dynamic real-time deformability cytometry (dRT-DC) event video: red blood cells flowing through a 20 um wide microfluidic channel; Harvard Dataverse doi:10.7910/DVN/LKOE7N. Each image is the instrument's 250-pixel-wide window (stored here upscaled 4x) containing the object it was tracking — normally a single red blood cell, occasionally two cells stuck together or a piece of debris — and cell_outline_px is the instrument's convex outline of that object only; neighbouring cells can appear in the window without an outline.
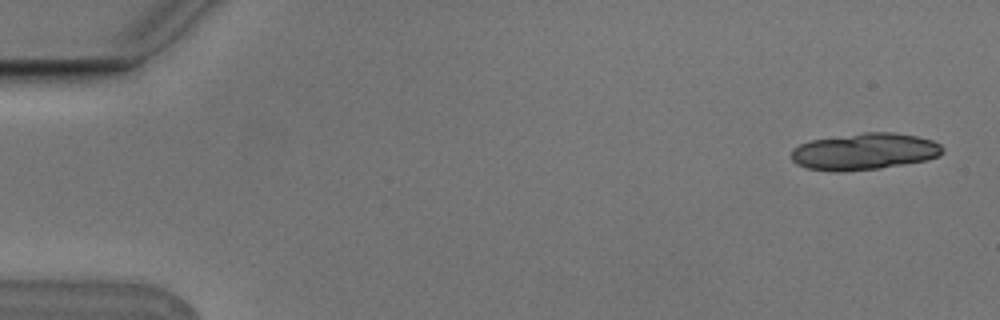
{"species": "Egyptian fruit bat (a non-hibernating species)", "species_latin": "Rousettus aegyptiacus", "temperature_condition": "cold", "stored_images_in_passage": 7, "camera_frame_rate_fps": 3000, "um_per_image_px": 0.085, "animal": {"sex": "male"}, "frame": {"image": 1, "passage_image": 1, "time_ms": 0.0, "image_size_px": [1000, 320], "cell_outline_px": [[944, 152], [940, 156], [928, 160], [880, 168], [840, 172], [836, 172], [808, 168], [796, 164], [792, 160], [792, 148], [800, 144], [812, 140], [864, 132], [892, 132], [916, 136], [932, 140], [940, 144], [944, 148]], "centroid_in_image_um": [73.51, 12.88], "position_along_channel_um": 11.5, "area_um2": 32.43}}